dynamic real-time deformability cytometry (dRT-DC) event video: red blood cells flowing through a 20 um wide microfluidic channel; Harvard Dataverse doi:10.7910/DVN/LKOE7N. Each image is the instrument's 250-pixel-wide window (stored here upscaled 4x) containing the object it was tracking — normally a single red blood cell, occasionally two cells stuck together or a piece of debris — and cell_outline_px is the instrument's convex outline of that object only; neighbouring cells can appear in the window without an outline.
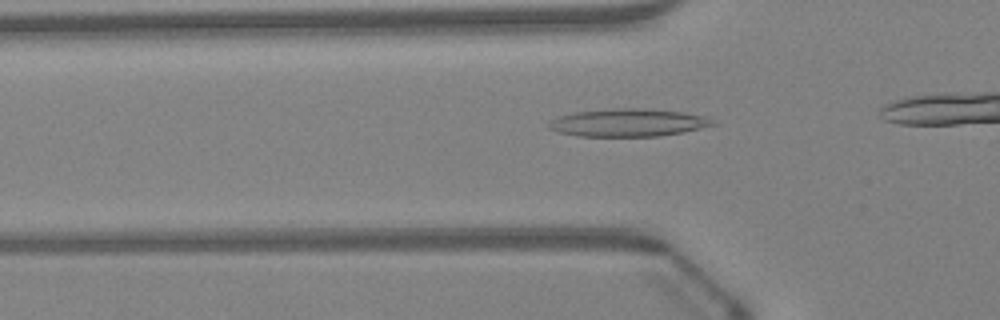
{"species": "Egyptian fruit bat (a non-hibernating species)", "species_latin": "Rousettus aegyptiacus", "temperature_condition": "warm", "stored_images_in_passage": 33, "camera_frame_rate_fps": 3000, "um_per_image_px": 0.085, "animal": {"sex": "female"}, "frame": {"image": 1, "passage_image": 11, "time_ms": 3.333, "image_size_px": [1000, 320], "cell_outline_px": [[716, 124], [700, 128], [680, 132], [656, 136], [580, 136], [560, 132], [548, 128], [548, 124], [552, 120], [560, 116], [576, 112], [612, 108], [644, 108], [684, 112], [704, 116]], "centroid_in_image_um": [53.37, 10.41], "position_along_channel_um": 72.4, "area_um2": 26.13}}
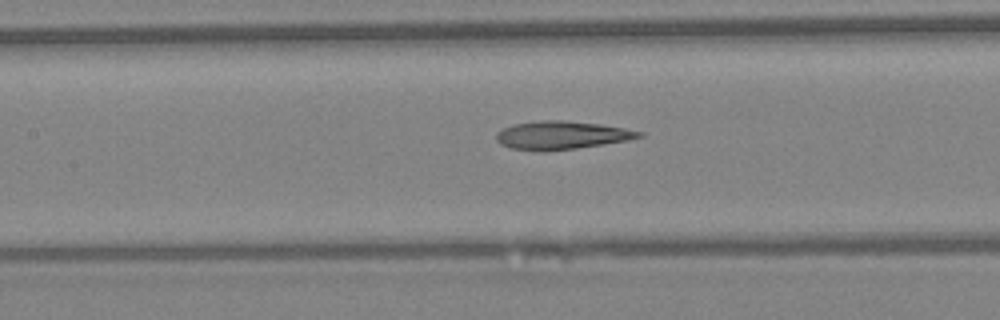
{"frame": {"image": 2, "passage_image": 17, "time_ms": 5.333, "image_size_px": [1000, 320], "cell_outline_px": [[644, 136], [628, 140], [604, 144], [576, 148], [544, 152], [540, 152], [512, 148], [500, 144], [496, 140], [496, 136], [504, 128], [512, 124], [540, 120], [564, 120], [600, 124], [624, 128], [644, 132]], "centroid_in_image_um": [47.74, 11.5], "position_along_channel_um": 159.7, "area_um2": 23.52}}
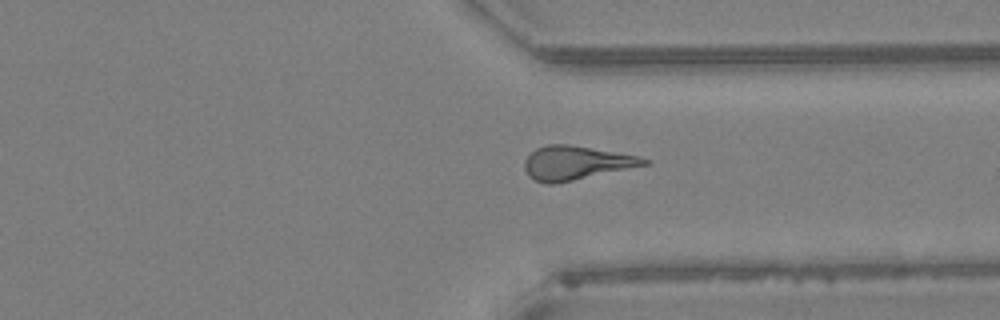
{"frame": {"image": 3, "passage_image": 31, "time_ms": 10.0, "image_size_px": [1000, 320], "cell_outline_px": [[652, 164], [556, 184], [544, 184], [528, 176], [524, 168], [524, 160], [536, 148], [548, 144], [568, 144], [640, 156], [652, 160]], "centroid_in_image_um": [49.01, 13.85], "position_along_channel_um": 362.4, "area_um2": 23.87}}